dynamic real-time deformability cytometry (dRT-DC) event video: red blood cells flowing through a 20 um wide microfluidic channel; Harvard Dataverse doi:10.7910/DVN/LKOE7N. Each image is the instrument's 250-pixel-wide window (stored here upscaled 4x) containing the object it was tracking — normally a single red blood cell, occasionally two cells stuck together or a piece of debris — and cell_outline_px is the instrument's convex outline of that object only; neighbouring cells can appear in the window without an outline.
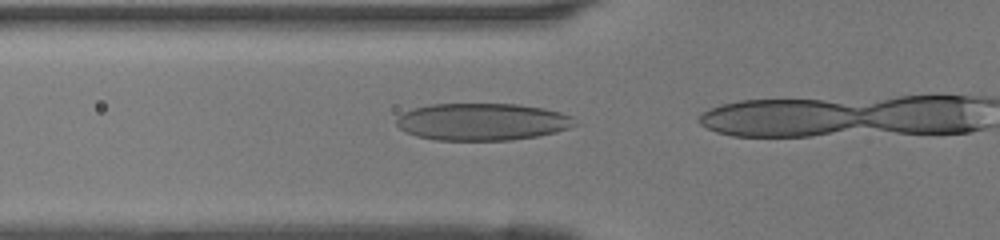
{"species": "human", "species_latin": "Homo sapiens", "temperature_condition": "room temperature", "stored_images_in_passage": 16, "camera_frame_rate_fps": 3000, "um_per_image_px": 0.085, "donor": {"sex": "female"}, "frame": {"image": 1, "passage_image": 13, "time_ms": 4.0, "image_size_px": [1000, 240], "cell_outline_px": [[580, 124], [556, 132], [536, 136], [508, 140], [436, 140], [416, 136], [404, 132], [396, 124], [396, 120], [404, 112], [412, 108], [432, 104], [520, 104], [544, 108], [560, 112], [572, 116]], "centroid_in_image_um": [41.01, 10.35], "position_along_channel_um": 84.8, "area_um2": 38.84}}
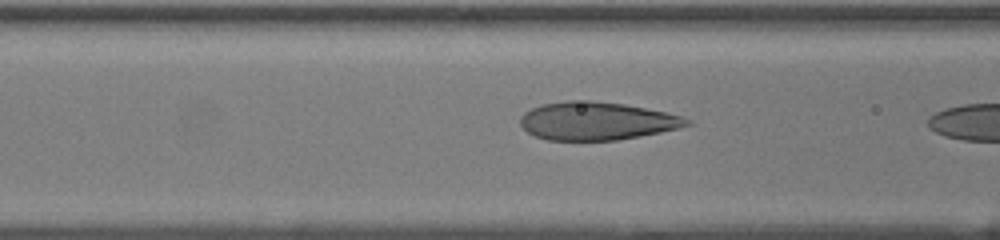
{"frame": {"image": 2, "passage_image": 15, "time_ms": 4.667, "image_size_px": [1000, 240], "cell_outline_px": [[692, 124], [680, 128], [640, 136], [616, 140], [548, 140], [536, 136], [528, 132], [520, 124], [520, 116], [524, 112], [540, 104], [568, 100], [588, 100], [624, 104], [664, 112], [680, 116], [692, 120]], "centroid_in_image_um": [50.7, 10.28], "position_along_channel_um": 115.9, "area_um2": 36.88}}